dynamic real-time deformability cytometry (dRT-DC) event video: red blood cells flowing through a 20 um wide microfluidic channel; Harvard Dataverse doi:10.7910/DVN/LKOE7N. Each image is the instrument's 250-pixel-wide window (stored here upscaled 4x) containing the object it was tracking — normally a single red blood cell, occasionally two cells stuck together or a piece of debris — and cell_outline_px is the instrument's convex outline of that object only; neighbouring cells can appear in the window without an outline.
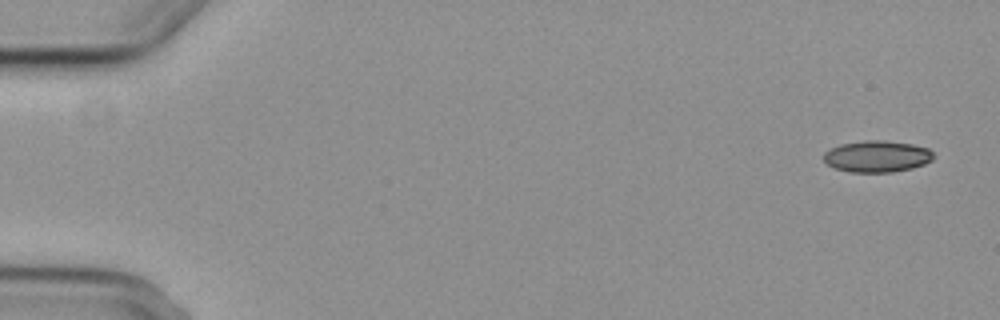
{"species": "common noctule bat (a hibernating species)", "species_latin": "Nyctalus noctula", "temperature_condition": "cold", "stored_images_in_passage": 7, "camera_frame_rate_fps": 3000, "um_per_image_px": 0.085, "animal": {"sex": "female", "body_mass_g": 29.2, "forearm_length_mm": 56.3}, "frame": {"image": 1, "passage_image": 1, "time_ms": 0.0, "image_size_px": [1000, 320], "cell_outline_px": [[932, 160], [924, 164], [912, 168], [892, 172], [852, 172], [836, 168], [828, 164], [824, 160], [824, 152], [840, 144], [864, 140], [884, 140], [912, 144], [928, 148], [932, 152]], "centroid_in_image_um": [74.55, 13.28], "position_along_channel_um": 10.5, "area_um2": 20.06}}
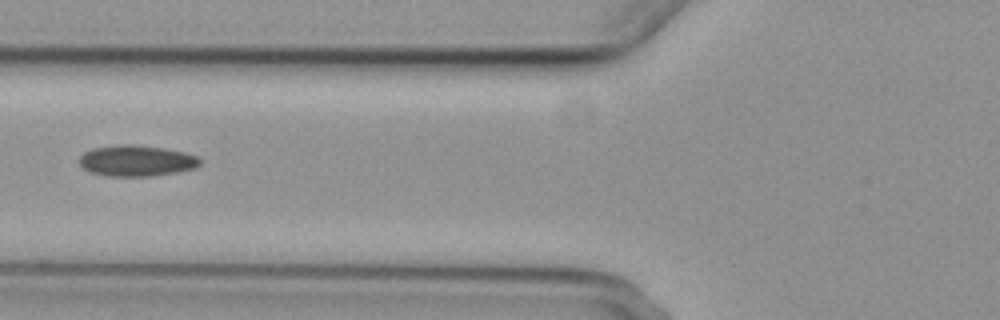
{"frame": {"image": 2, "passage_image": 6, "time_ms": 6.667, "image_size_px": [1000, 320], "cell_outline_px": [[200, 164], [196, 168], [176, 172], [152, 176], [108, 176], [88, 172], [80, 164], [80, 156], [84, 152], [92, 148], [116, 144], [132, 144], [164, 148], [184, 152], [196, 156], [200, 160]], "centroid_in_image_um": [11.58, 13.66], "position_along_channel_um": 114.2, "area_um2": 21.91}}
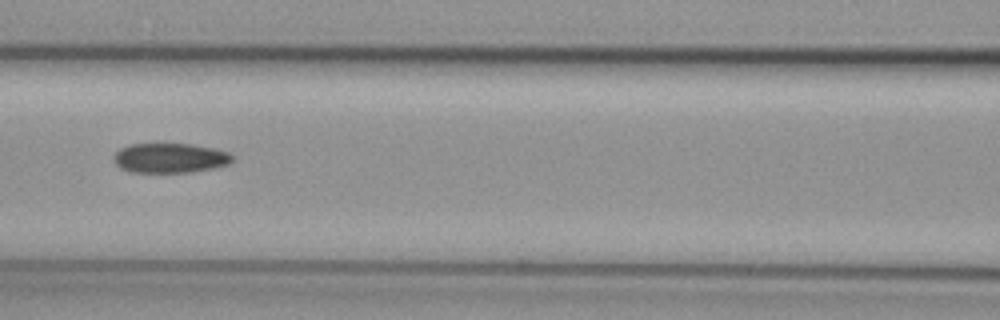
{"frame": {"image": 3, "passage_image": 7, "time_ms": 7.667, "image_size_px": [1000, 320], "cell_outline_px": [[232, 160], [228, 164], [212, 168], [192, 172], [128, 172], [120, 168], [116, 164], [112, 156], [120, 148], [132, 144], [192, 144], [216, 148], [228, 152], [232, 156]], "centroid_in_image_um": [14.43, 13.43], "position_along_channel_um": 152.2, "area_um2": 20.58}}